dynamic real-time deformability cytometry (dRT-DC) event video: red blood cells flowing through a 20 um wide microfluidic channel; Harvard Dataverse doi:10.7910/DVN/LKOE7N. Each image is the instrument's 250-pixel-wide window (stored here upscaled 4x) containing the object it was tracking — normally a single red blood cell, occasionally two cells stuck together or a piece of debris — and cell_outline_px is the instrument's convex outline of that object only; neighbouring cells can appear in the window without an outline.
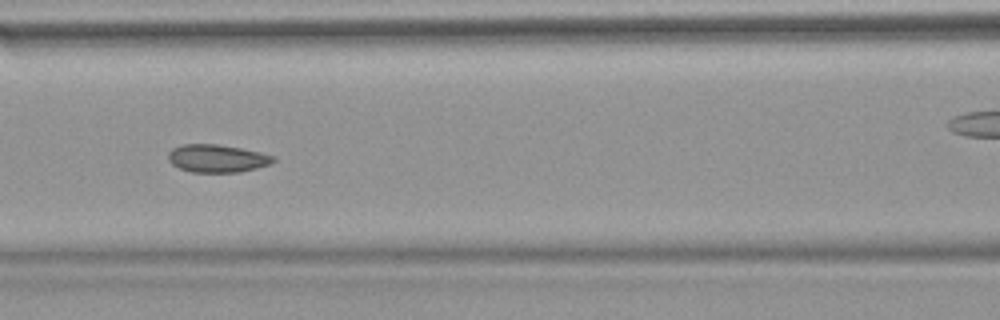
{"species": "common noctule bat (a hibernating species)", "species_latin": "Nyctalus noctula", "temperature_condition": "warm", "stored_images_in_passage": 54, "camera_frame_rate_fps": 3000, "um_per_image_px": 0.085, "animal": {"sex": "female", "body_mass_g": 18.4}, "frame": {"image": 1, "passage_image": 24, "time_ms": 7.667, "image_size_px": [1000, 320], "cell_outline_px": [[276, 160], [268, 164], [256, 168], [240, 172], [192, 172], [180, 168], [172, 164], [168, 160], [168, 152], [172, 148], [184, 144], [216, 144], [240, 148], [260, 152], [276, 156]], "centroid_in_image_um": [18.45, 13.46], "position_along_channel_um": 148.2, "area_um2": 16.99}, "authors_computed_cell_mechanics": {"area_um2": 17.7157, "velocity_mm_per_s": 3.8164, "shape_relaxation_time_tau1_ms": null, "shape_relaxation_time_tau2_ms": 1.9728, "deformation_change_tau1": null, "deformation_change_tau2": 0.0739}}